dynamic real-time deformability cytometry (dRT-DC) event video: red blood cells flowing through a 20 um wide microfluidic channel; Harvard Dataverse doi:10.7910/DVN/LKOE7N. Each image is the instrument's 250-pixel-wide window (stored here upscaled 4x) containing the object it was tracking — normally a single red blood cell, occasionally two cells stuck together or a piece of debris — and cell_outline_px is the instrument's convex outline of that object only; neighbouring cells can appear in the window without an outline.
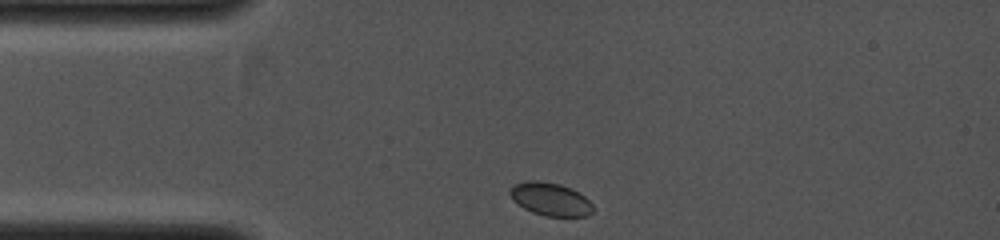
{"species": "common noctule bat (a hibernating species)", "species_latin": "Nyctalus noctula", "temperature_condition": "cold", "stored_images_in_passage": 30, "camera_frame_rate_fps": 4000, "um_per_image_px": 0.085, "animal": {"sex": "female", "body_mass_g": 19.0, "forearm_length_mm": 53.3}, "frame": {"image": 1, "passage_image": 1, "time_ms": 0.0, "image_size_px": [1000, 240], "cell_outline_px": [[592, 212], [584, 216], [544, 216], [532, 212], [524, 208], [512, 200], [508, 192], [516, 184], [528, 180], [536, 180], [560, 184], [572, 188], [584, 196], [592, 204]], "centroid_in_image_um": [46.76, 16.92], "position_along_channel_um": 38.2, "area_um2": 15.9}}
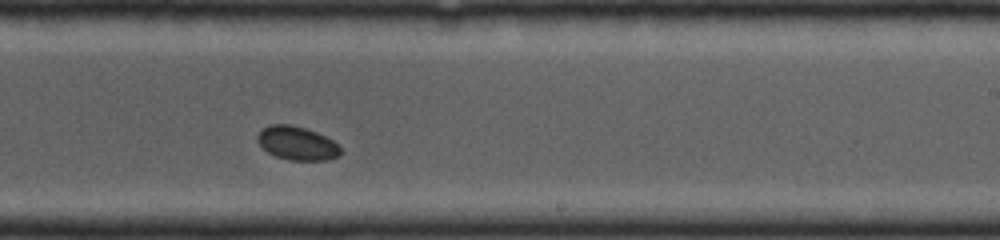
{"frame": {"image": 2, "passage_image": 18, "time_ms": 4.25, "image_size_px": [1000, 240], "cell_outline_px": [[340, 156], [328, 160], [288, 160], [276, 156], [268, 152], [256, 140], [256, 136], [264, 128], [272, 124], [292, 124], [316, 132], [332, 140], [340, 148]], "centroid_in_image_um": [25.24, 12.18], "position_along_channel_um": 263.8, "area_um2": 16.13}}
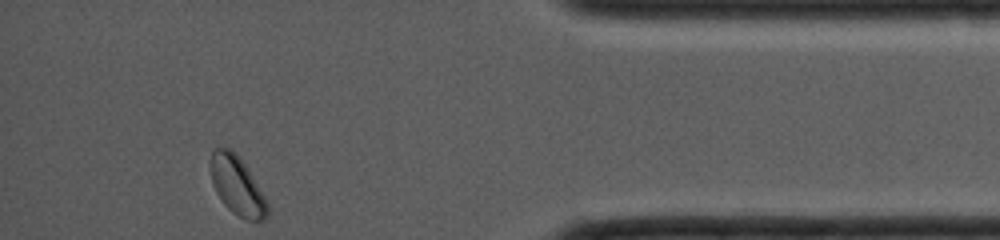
{"frame": {"image": 3, "passage_image": 30, "time_ms": 7.25, "image_size_px": [1000, 240], "cell_outline_px": [[268, 216], [264, 220], [244, 220], [232, 212], [224, 204], [216, 192], [212, 184], [208, 168], [212, 152], [216, 148], [228, 148], [236, 152], [244, 164], [264, 196], [268, 204]], "centroid_in_image_um": [20.12, 15.79], "position_along_channel_um": 415.1, "area_um2": 19.42}}